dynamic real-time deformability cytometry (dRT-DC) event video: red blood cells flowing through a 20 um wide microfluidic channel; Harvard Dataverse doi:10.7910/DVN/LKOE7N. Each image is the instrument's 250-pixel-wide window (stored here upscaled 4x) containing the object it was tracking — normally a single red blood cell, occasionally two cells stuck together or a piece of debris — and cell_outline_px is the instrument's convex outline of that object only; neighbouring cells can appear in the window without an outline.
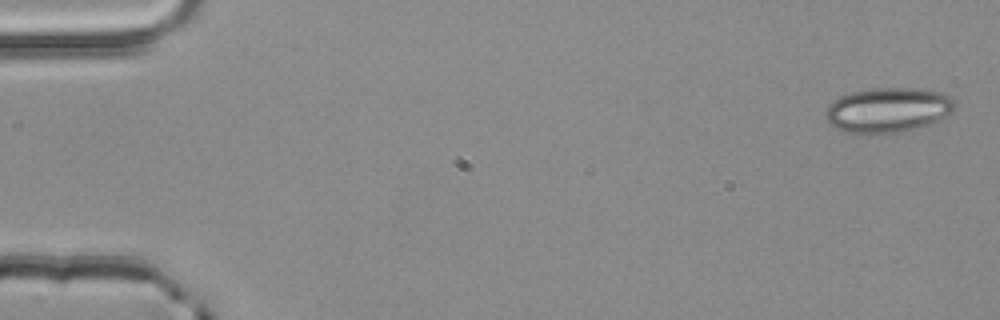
{"species": "common noctule bat (a hibernating species)", "species_latin": "Nyctalus noctula", "temperature_condition": "room temperature", "stored_images_in_passage": 4, "camera_frame_rate_fps": 3000, "um_per_image_px": 0.085, "animal": {"sex": "male", "body_mass_g": 20.4}, "frame": {"image": 1, "passage_image": 1, "time_ms": 0.0, "image_size_px": [1000, 320], "cell_outline_px": [[956, 104], [952, 112], [940, 120], [904, 132], [880, 136], [868, 136], [844, 132], [828, 124], [824, 112], [828, 104], [840, 96], [852, 92], [872, 88], [916, 88], [940, 92], [952, 96], [956, 100]], "centroid_in_image_um": [75.45, 9.39], "position_along_channel_um": 9.5, "area_um2": 34.91}}
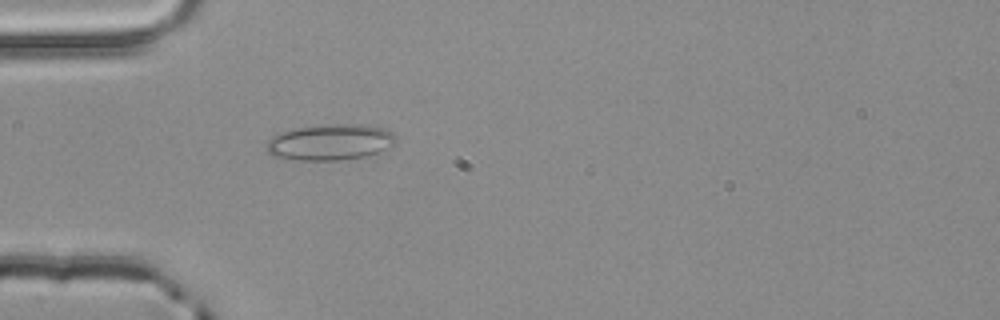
{"frame": {"image": 2, "passage_image": 4, "time_ms": 1.0, "image_size_px": [1000, 320], "cell_outline_px": [[396, 144], [376, 152], [364, 156], [340, 160], [292, 160], [272, 156], [268, 152], [264, 144], [272, 136], [280, 132], [296, 128], [336, 124], [364, 124], [384, 128], [392, 132], [396, 136]], "centroid_in_image_um": [28.04, 12.09], "position_along_channel_um": 57.0, "area_um2": 27.22}}